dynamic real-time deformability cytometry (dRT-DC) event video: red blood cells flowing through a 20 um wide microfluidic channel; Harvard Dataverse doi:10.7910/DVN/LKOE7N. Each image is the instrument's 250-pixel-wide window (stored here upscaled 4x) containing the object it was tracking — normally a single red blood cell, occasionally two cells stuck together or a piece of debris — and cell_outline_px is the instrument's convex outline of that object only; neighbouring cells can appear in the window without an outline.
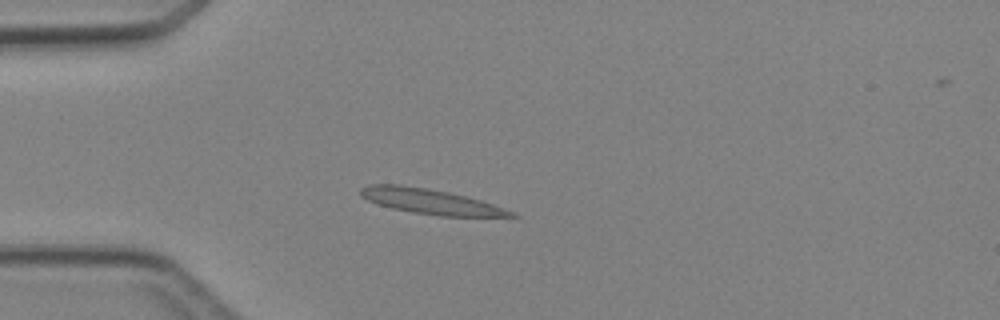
{"species": "Egyptian fruit bat (a non-hibernating species)", "species_latin": "Rousettus aegyptiacus", "temperature_condition": "cold", "stored_images_in_passage": 5, "camera_frame_rate_fps": 3000, "um_per_image_px": 0.085, "animal": {"sex": "female"}, "frame": {"image": 1, "passage_image": 4, "time_ms": 3.333, "image_size_px": [1000, 320], "cell_outline_px": [[520, 216], [440, 216], [392, 208], [368, 200], [360, 196], [360, 188], [368, 184], [400, 184], [428, 188], [448, 192], [480, 200], [516, 212]], "centroid_in_image_um": [36.58, 17.11], "position_along_channel_um": 48.4, "area_um2": 21.73}}